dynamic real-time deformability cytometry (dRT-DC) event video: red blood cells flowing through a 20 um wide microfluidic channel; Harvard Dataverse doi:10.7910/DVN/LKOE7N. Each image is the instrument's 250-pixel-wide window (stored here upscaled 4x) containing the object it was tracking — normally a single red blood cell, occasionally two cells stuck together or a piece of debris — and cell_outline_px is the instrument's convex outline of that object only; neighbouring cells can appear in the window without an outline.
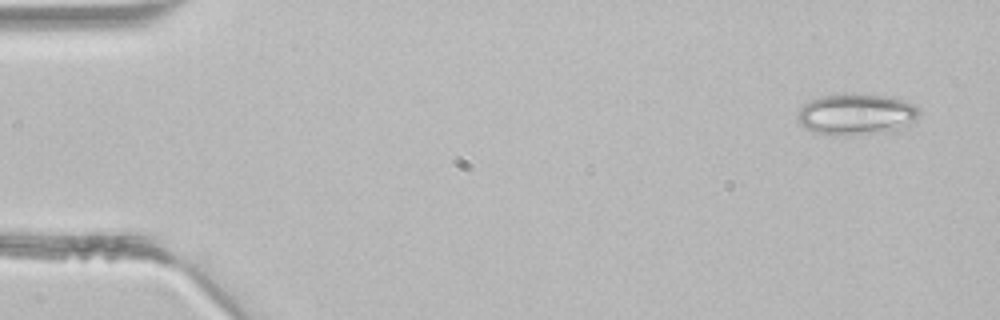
{"species": "common noctule bat (a hibernating species)", "species_latin": "Nyctalus noctula", "temperature_condition": "room temperature", "stored_images_in_passage": 4, "camera_frame_rate_fps": 3000, "um_per_image_px": 0.085, "animal": {"sex": "male", "body_mass_g": 21.5, "forearm_length_mm": 52.0}, "frame": {"image": 1, "passage_image": 1, "time_ms": 0.0, "image_size_px": [1000, 320], "cell_outline_px": [[920, 116], [912, 124], [888, 132], [844, 136], [836, 136], [812, 132], [804, 128], [796, 120], [796, 116], [800, 108], [804, 104], [820, 96], [844, 92], [852, 92], [888, 96], [904, 100], [916, 104], [920, 108]], "centroid_in_image_um": [72.8, 9.71], "position_along_channel_um": 12.2, "area_um2": 30.35}}